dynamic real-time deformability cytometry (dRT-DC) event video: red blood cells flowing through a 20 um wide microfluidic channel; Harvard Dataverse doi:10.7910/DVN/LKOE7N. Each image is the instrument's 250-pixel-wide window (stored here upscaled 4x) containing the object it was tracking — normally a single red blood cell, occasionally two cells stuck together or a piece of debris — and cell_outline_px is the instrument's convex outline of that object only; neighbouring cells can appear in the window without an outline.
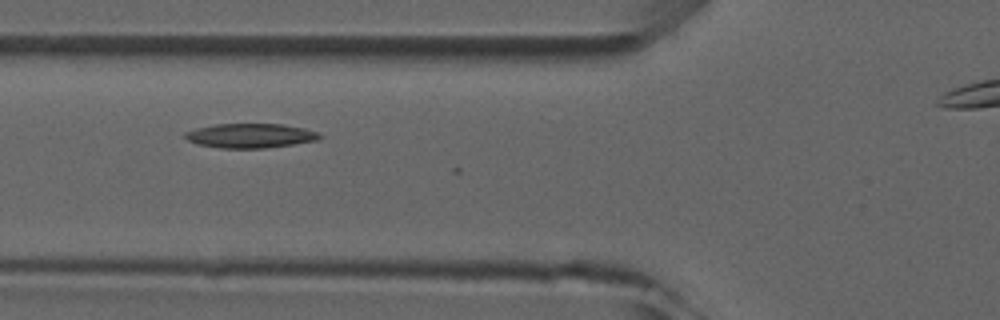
{"species": "common noctule bat (a hibernating species)", "species_latin": "Nyctalus noctula", "temperature_condition": "room temperature", "stored_images_in_passage": 9, "camera_frame_rate_fps": 3000, "um_per_image_px": 0.085, "animal": {"sex": "male", "forearm_length_mm": 52.5}, "frame": {"image": 1, "passage_image": 4, "time_ms": 4.333, "image_size_px": [1000, 320], "cell_outline_px": [[324, 136], [316, 140], [292, 144], [264, 148], [220, 148], [196, 144], [188, 140], [184, 136], [184, 132], [196, 128], [216, 124], [280, 124], [304, 128], [316, 132]], "centroid_in_image_um": [21.24, 11.53], "position_along_channel_um": 104.6, "area_um2": 19.02}}
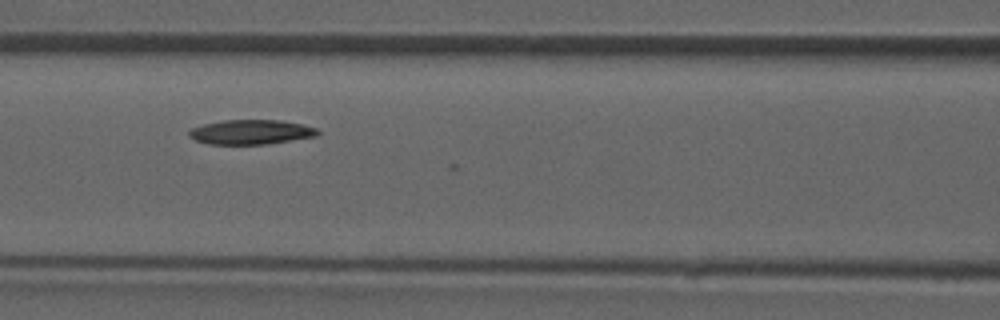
{"frame": {"image": 2, "passage_image": 5, "time_ms": 5.333, "image_size_px": [1000, 320], "cell_outline_px": [[320, 132], [316, 136], [264, 144], [208, 144], [196, 140], [188, 136], [188, 132], [192, 128], [204, 124], [224, 120], [280, 120], [300, 124], [316, 128]], "centroid_in_image_um": [21.3, 11.22], "position_along_channel_um": 145.3, "area_um2": 18.21}}